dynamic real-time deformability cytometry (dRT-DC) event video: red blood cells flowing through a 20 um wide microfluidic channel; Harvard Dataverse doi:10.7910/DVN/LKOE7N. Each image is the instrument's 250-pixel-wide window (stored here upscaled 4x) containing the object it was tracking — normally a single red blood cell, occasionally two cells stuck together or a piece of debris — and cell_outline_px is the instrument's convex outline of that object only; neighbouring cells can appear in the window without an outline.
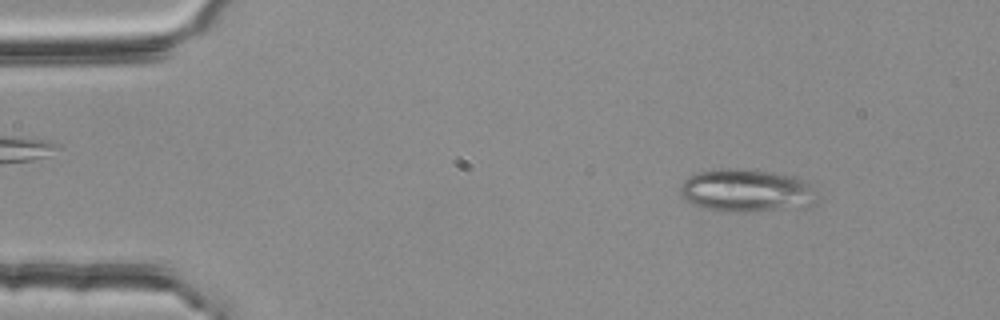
{"species": "common noctule bat (a hibernating species)", "species_latin": "Nyctalus noctula", "temperature_condition": "room temperature", "stored_images_in_passage": 50, "segment_of_instrument_passage": [1, 2], "camera_frame_rate_fps": 3000, "um_per_image_px": 0.085, "animal": {"sex": "female", "body_mass_g": 25.1}, "frame": {"image": 1, "passage_image": 3, "time_ms": 0.667, "image_size_px": [1000, 320], "cell_outline_px": [[820, 200], [804, 208], [740, 212], [708, 208], [692, 204], [684, 200], [680, 192], [680, 188], [684, 180], [688, 176], [700, 172], [720, 168], [740, 168], [776, 172], [812, 180], [820, 196]], "centroid_in_image_um": [63.6, 16.18], "position_along_channel_um": 21.4, "area_um2": 35.14}}